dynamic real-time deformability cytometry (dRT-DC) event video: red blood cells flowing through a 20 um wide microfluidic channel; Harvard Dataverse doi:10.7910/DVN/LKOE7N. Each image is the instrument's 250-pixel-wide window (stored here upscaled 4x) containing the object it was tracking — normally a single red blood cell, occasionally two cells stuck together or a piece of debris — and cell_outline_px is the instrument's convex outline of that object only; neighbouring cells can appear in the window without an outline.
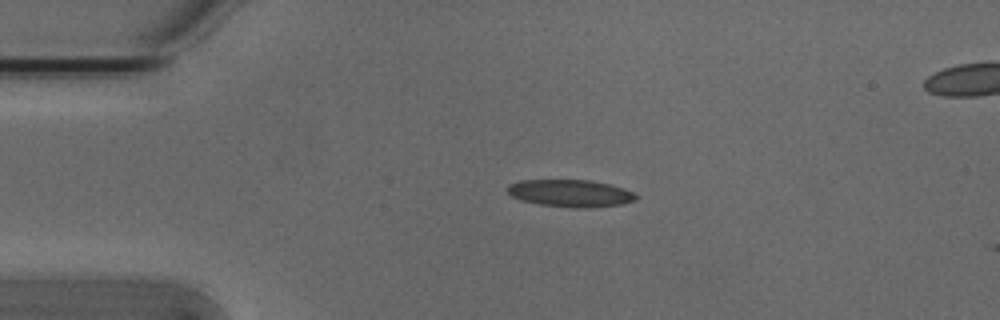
{"species": "Egyptian fruit bat (a non-hibernating species)", "species_latin": "Rousettus aegyptiacus", "temperature_condition": "cold", "stored_images_in_passage": 3, "segment_of_instrument_passage": [1, 2], "camera_frame_rate_fps": 3000, "um_per_image_px": 0.085, "animal": {"sex": "male"}, "frame": {"image": 1, "passage_image": 1, "time_ms": 0.0, "image_size_px": [1000, 320], "cell_outline_px": [[640, 196], [636, 200], [620, 204], [588, 208], [572, 208], [540, 204], [520, 200], [512, 196], [508, 192], [508, 184], [520, 180], [588, 180], [608, 184], [624, 188]], "centroid_in_image_um": [48.49, 16.43], "position_along_channel_um": 36.5, "area_um2": 20.4}}